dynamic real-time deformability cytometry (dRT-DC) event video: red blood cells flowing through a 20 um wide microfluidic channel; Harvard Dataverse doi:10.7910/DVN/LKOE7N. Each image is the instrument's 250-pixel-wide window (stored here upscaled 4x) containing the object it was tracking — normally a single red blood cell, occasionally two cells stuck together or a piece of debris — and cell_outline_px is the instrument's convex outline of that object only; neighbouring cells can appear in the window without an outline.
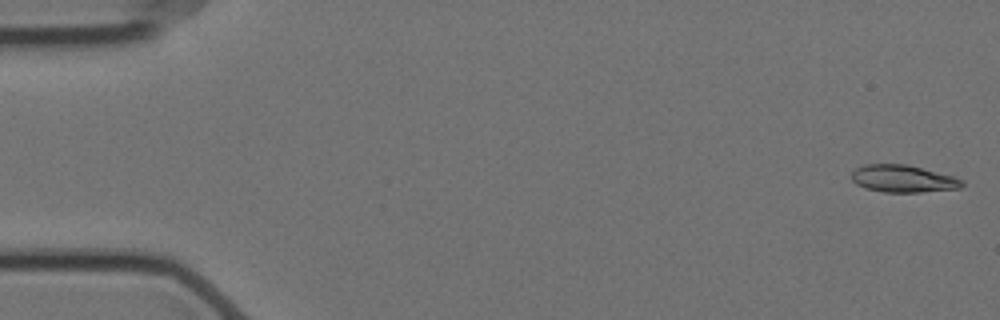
{"species": "Egyptian fruit bat (a non-hibernating species)", "species_latin": "Rousettus aegyptiacus", "temperature_condition": "cold", "stored_images_in_passage": 6, "camera_frame_rate_fps": 3000, "um_per_image_px": 0.085, "animal": {"sex": "female"}, "frame": {"image": 1, "passage_image": 1, "time_ms": 0.0, "image_size_px": [1000, 320], "cell_outline_px": [[964, 184], [960, 188], [920, 192], [884, 192], [864, 188], [856, 184], [852, 180], [852, 172], [856, 168], [864, 164], [908, 164], [952, 176], [964, 180]], "centroid_in_image_um": [76.74, 15.19], "position_along_channel_um": 8.3, "area_um2": 17.57}}